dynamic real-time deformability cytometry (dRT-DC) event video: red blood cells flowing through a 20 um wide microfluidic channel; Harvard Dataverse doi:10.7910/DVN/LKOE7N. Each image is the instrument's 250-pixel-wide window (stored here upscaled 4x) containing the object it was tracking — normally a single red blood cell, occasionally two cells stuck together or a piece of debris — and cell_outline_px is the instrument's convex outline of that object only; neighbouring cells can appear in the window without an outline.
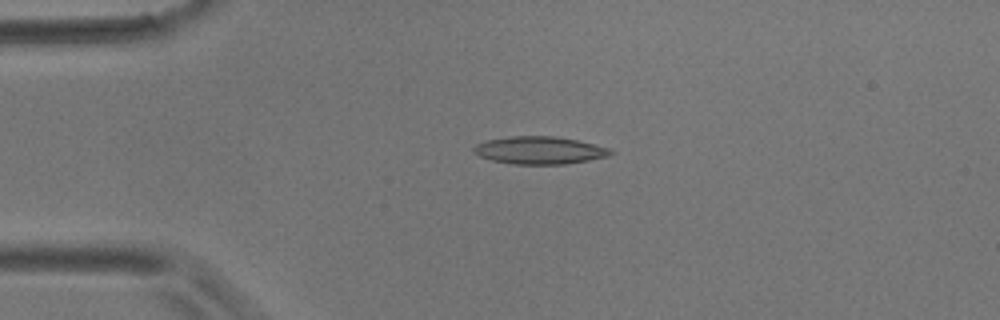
{"species": "common noctule bat (a hibernating species)", "species_latin": "Nyctalus noctula", "temperature_condition": "room temperature", "stored_images_in_passage": 4, "camera_frame_rate_fps": 3000, "um_per_image_px": 0.085, "animal": {"sex": "male", "body_mass_g": 17.9}, "frame": {"image": 1, "passage_image": 3, "time_ms": 3.0, "image_size_px": [1000, 320], "cell_outline_px": [[616, 152], [608, 156], [588, 160], [564, 164], [512, 164], [492, 160], [480, 156], [472, 152], [472, 148], [476, 144], [484, 140], [508, 136], [552, 136], [576, 140], [608, 148]], "centroid_in_image_um": [45.8, 12.77], "position_along_channel_um": 39.2, "area_um2": 21.96}}